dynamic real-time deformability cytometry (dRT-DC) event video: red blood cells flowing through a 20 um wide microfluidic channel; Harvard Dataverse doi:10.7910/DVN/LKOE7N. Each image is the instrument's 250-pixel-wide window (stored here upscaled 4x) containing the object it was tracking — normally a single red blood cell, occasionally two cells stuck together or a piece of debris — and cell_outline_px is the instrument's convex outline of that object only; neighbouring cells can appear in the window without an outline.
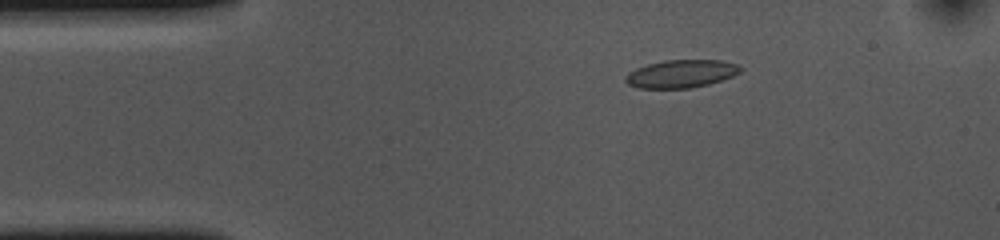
{"species": "common noctule bat (a hibernating species)", "species_latin": "Nyctalus noctula", "temperature_condition": "cold", "stored_images_in_passage": 53, "camera_frame_rate_fps": 3000, "um_per_image_px": 0.085, "animal": {"sex": "female", "body_mass_g": 10.0, "forearm_length_mm": 53.1}, "frame": {"image": 1, "passage_image": 8, "time_ms": 2.333, "image_size_px": [1000, 240], "cell_outline_px": [[744, 68], [740, 72], [732, 76], [708, 84], [692, 88], [640, 88], [628, 84], [624, 80], [624, 76], [628, 72], [636, 68], [648, 64], [664, 60], [720, 60], [736, 64]], "centroid_in_image_um": [57.88, 6.27], "position_along_channel_um": 27.1, "area_um2": 18.67}}
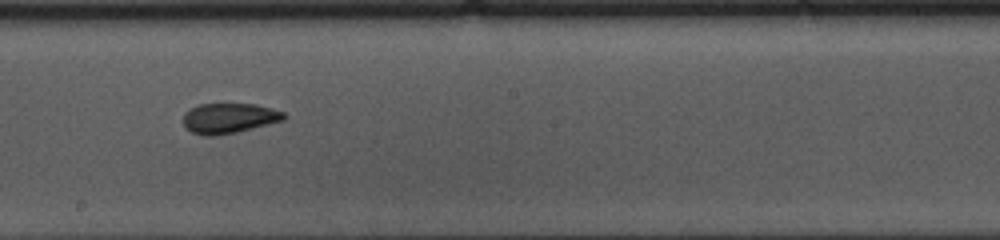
{"frame": {"image": 2, "passage_image": 28, "time_ms": 9.0, "image_size_px": [1000, 240], "cell_outline_px": [[288, 116], [284, 120], [236, 132], [216, 136], [204, 136], [192, 132], [184, 124], [184, 112], [200, 104], [256, 104], [284, 112]], "centroid_in_image_um": [19.49, 10.05], "position_along_channel_um": 228.7, "area_um2": 17.57}}
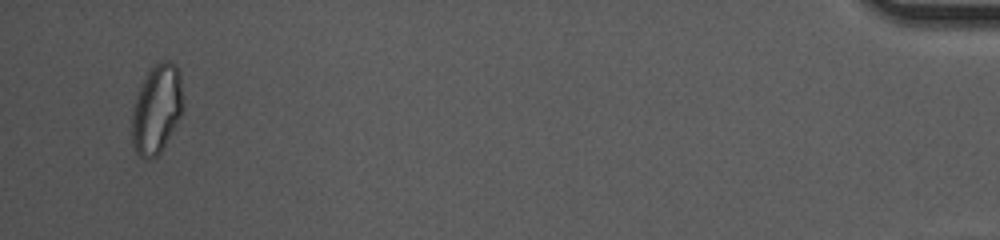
{"frame": {"image": 3, "passage_image": 51, "time_ms": 16.667, "image_size_px": [1000, 240], "cell_outline_px": [[184, 104], [180, 116], [160, 152], [152, 160], [140, 156], [136, 152], [132, 144], [132, 104], [152, 64], [160, 60], [168, 60], [176, 64], [180, 72]], "centroid_in_image_um": [13.32, 9.23], "position_along_channel_um": 421.9, "area_um2": 26.7}, "authors_computed_cell_mechanics": {"area_um2": 18.6116, "velocity_mm_per_s": 3.6696, "shape_relaxation_time_tau1_ms": 4.5265, "shape_relaxation_time_tau2_ms": 2.1906, "deformation_change_tau1": 0.1257, "deformation_change_tau2": 0.0866}}